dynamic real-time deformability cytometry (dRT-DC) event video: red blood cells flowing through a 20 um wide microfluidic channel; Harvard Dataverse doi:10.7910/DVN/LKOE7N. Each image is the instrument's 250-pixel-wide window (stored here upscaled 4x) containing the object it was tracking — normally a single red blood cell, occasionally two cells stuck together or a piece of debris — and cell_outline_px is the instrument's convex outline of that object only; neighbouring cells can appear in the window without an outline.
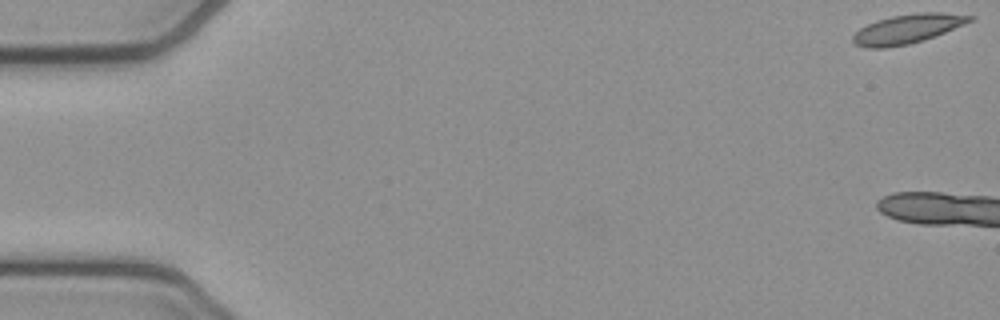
{"species": "common noctule bat (a hibernating species)", "species_latin": "Nyctalus noctula", "temperature_condition": "cold", "stored_images_in_passage": 5, "camera_frame_rate_fps": 3000, "um_per_image_px": 0.085, "animal": {"sex": "female", "body_mass_g": 21.9}, "frame": {"image": 1, "passage_image": 1, "time_ms": 0.0, "image_size_px": [1000, 320], "cell_outline_px": [[976, 16], [972, 20], [964, 24], [936, 36], [924, 40], [908, 44], [884, 48], [868, 48], [856, 44], [852, 40], [852, 36], [860, 28], [876, 20], [892, 16], [916, 12], [940, 12]], "centroid_in_image_um": [77.14, 2.45], "position_along_channel_um": 7.9, "area_um2": 19.88}}